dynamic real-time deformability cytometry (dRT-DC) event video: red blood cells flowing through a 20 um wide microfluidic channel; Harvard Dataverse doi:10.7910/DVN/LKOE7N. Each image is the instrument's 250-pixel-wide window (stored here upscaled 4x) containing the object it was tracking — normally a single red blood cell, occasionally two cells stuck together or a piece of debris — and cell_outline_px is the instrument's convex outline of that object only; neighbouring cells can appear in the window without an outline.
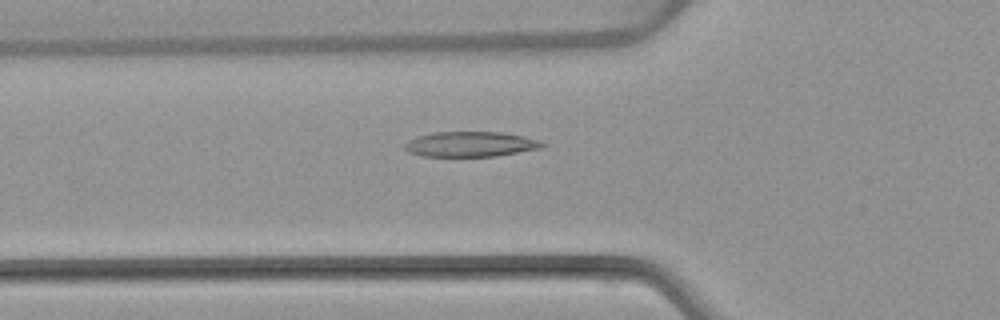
{"species": "common noctule bat (a hibernating species)", "species_latin": "Nyctalus noctula", "temperature_condition": "warm", "stored_images_in_passage": 53, "camera_frame_rate_fps": 3000, "um_per_image_px": 0.085, "animal": {"sex": "female", "body_mass_g": 22.7, "forearm_length_mm": 54.2}, "frame": {"image": 1, "passage_image": 19, "time_ms": 6.0, "image_size_px": [1000, 320], "cell_outline_px": [[544, 144], [540, 148], [496, 156], [420, 156], [408, 152], [404, 148], [404, 144], [408, 140], [420, 136], [436, 132], [504, 132], [524, 136], [540, 140]], "centroid_in_image_um": [39.98, 12.25], "position_along_channel_um": 85.8, "area_um2": 20.06}}
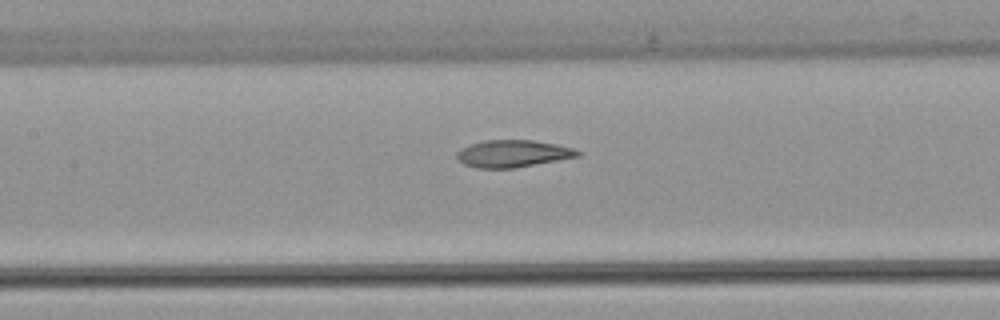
{"frame": {"image": 2, "passage_image": 25, "time_ms": 8.0, "image_size_px": [1000, 320], "cell_outline_px": [[580, 156], [516, 168], [476, 168], [464, 164], [456, 156], [456, 152], [472, 144], [484, 140], [532, 140], [556, 144], [572, 148], [580, 152]], "centroid_in_image_um": [43.6, 13.06], "position_along_channel_um": 163.8, "area_um2": 18.96}}
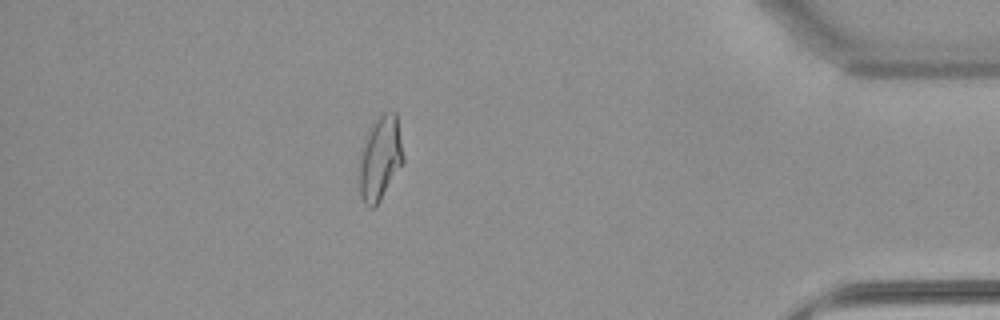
{"frame": {"image": 3, "passage_image": 47, "time_ms": 15.333, "image_size_px": [1000, 320], "cell_outline_px": [[404, 164], [380, 200], [372, 208], [368, 208], [364, 204], [360, 192], [360, 156], [372, 124], [384, 112], [396, 112], [404, 156]], "centroid_in_image_um": [32.35, 13.48], "position_along_channel_um": 402.8, "area_um2": 21.21}, "authors_computed_cell_mechanics": {"area_um2": 20.4612, "velocity_mm_per_s": 3.8598, "shape_relaxation_time_tau1_ms": null, "shape_relaxation_time_tau2_ms": 1.5043, "deformation_change_tau1": null, "deformation_change_tau2": 0.0762}}